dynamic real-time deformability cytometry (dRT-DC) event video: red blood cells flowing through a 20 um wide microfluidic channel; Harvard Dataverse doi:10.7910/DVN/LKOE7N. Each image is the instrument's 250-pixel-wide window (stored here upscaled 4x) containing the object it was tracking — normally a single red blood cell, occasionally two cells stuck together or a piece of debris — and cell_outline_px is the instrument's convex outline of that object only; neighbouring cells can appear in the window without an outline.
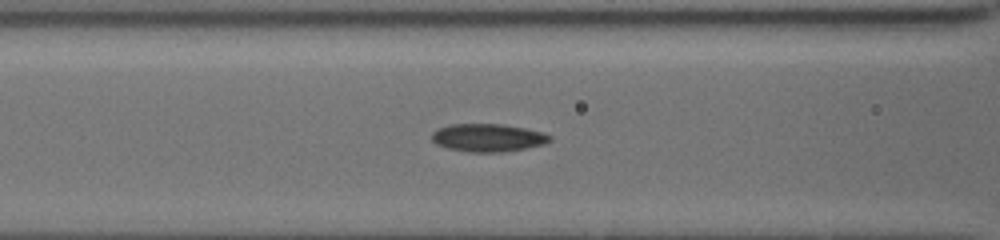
{"species": "common noctule bat (a hibernating species)", "species_latin": "Nyctalus noctula", "temperature_condition": "cold", "stored_images_in_passage": 73, "camera_frame_rate_fps": 3000, "um_per_image_px": 0.085, "animal": {"sex": "female", "body_mass_g": 19.5, "forearm_length_mm": 54.1}, "frame": {"image": 1, "passage_image": 7, "time_ms": 1.667, "image_size_px": [1000, 240], "cell_outline_px": [[552, 140], [544, 144], [528, 148], [504, 152], [468, 152], [448, 148], [436, 144], [432, 140], [432, 132], [436, 128], [448, 124], [504, 124], [544, 132], [552, 136]], "centroid_in_image_um": [41.48, 11.7], "position_along_channel_um": 125.1, "area_um2": 19.48}}
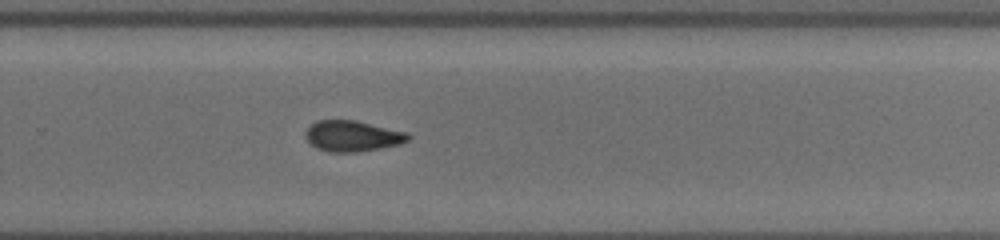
{"frame": {"image": 2, "passage_image": 26, "time_ms": 6.333, "image_size_px": [1000, 240], "cell_outline_px": [[412, 136], [408, 140], [400, 144], [360, 152], [328, 152], [316, 148], [304, 136], [304, 132], [316, 120], [356, 120], [408, 132]], "centroid_in_image_um": [29.97, 11.56], "position_along_channel_um": 299.8, "area_um2": 18.61}}
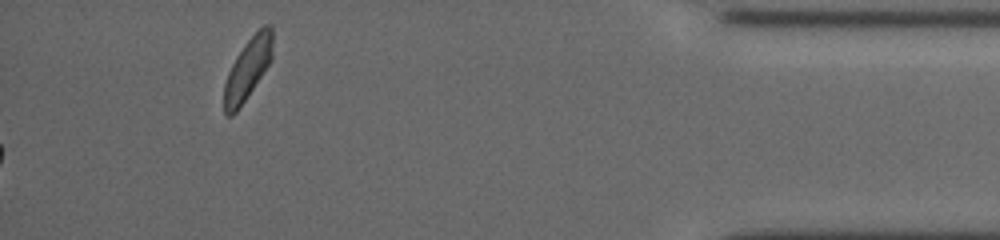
{"frame": {"image": 3, "passage_image": 73, "time_ms": 12.333, "image_size_px": [1000, 240], "cell_outline_px": [[272, 60], [236, 112], [232, 116], [224, 116], [224, 84], [228, 72], [236, 56], [244, 44], [264, 24], [272, 24]], "centroid_in_image_um": [21.05, 5.85], "position_along_channel_um": 414.1, "area_um2": 17.22}, "authors_computed_cell_mechanics": {"area_um2": 18.496, "velocity_mm_per_s": 3.7592, "shape_relaxation_time_tau1_ms": 6.5656, "shape_relaxation_time_tau2_ms": 4.4309, "deformation_change_tau1": 0.1454, "deformation_change_tau2": 0.0957}}